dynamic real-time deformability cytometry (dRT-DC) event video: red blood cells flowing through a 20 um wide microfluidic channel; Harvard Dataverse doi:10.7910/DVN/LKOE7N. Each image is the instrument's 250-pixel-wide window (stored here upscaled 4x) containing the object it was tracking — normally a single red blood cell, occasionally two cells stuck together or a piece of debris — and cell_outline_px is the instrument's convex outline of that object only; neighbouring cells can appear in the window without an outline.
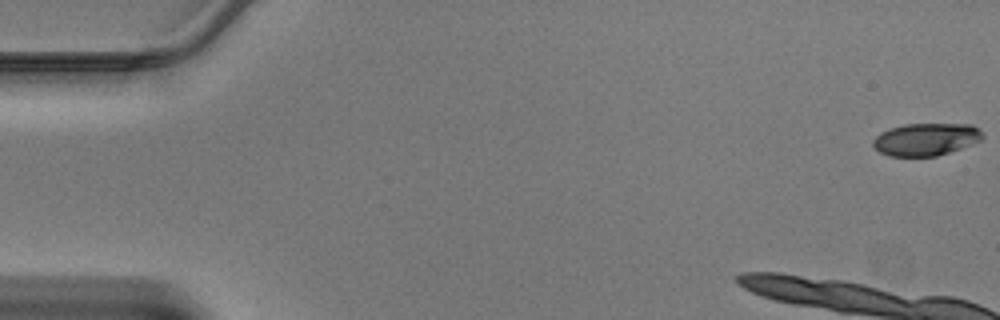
{"species": "Egyptian fruit bat (a non-hibernating species)", "species_latin": "Rousettus aegyptiacus", "temperature_condition": "warm", "stored_images_in_passage": 10, "camera_frame_rate_fps": 3000, "um_per_image_px": 0.085, "animal": {"sex": "male"}, "frame": {"image": 1, "passage_image": 1, "time_ms": 0.0, "image_size_px": [1000, 320], "cell_outline_px": [[984, 136], [980, 140], [960, 148], [936, 156], [888, 156], [880, 152], [872, 144], [872, 140], [880, 132], [888, 128], [904, 124], [972, 124], [980, 128]], "centroid_in_image_um": [78.68, 11.83], "position_along_channel_um": 6.3, "area_um2": 20.75}}